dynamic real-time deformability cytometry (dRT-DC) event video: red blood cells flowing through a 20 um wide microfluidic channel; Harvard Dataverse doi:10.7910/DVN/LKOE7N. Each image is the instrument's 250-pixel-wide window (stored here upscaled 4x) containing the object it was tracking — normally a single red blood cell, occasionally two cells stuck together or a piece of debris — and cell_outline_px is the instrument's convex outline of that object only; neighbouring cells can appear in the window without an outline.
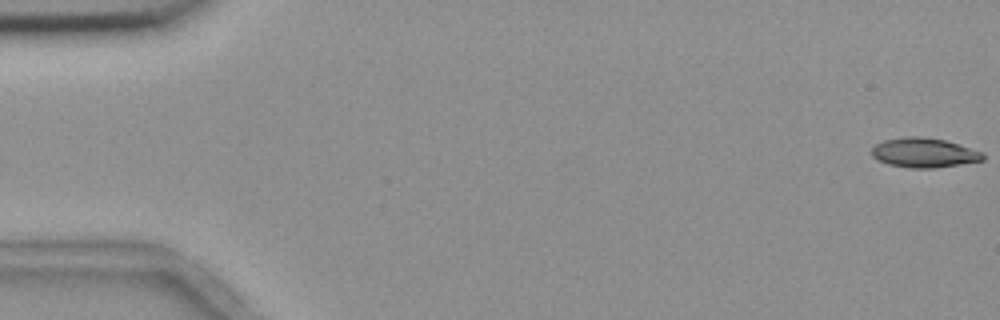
{"species": "common noctule bat (a hibernating species)", "species_latin": "Nyctalus noctula", "temperature_condition": "room temperature", "stored_images_in_passage": 55, "camera_frame_rate_fps": 3000, "um_per_image_px": 0.085, "animal": {"sex": "female", "body_mass_g": 18.4}, "frame": {"image": 1, "passage_image": 1, "time_ms": 0.0, "image_size_px": [1000, 320], "cell_outline_px": [[984, 160], [936, 168], [912, 168], [888, 164], [872, 156], [872, 148], [876, 144], [884, 140], [908, 136], [920, 136], [944, 140], [984, 152]], "centroid_in_image_um": [78.56, 12.98], "position_along_channel_um": 6.4, "area_um2": 19.02}}
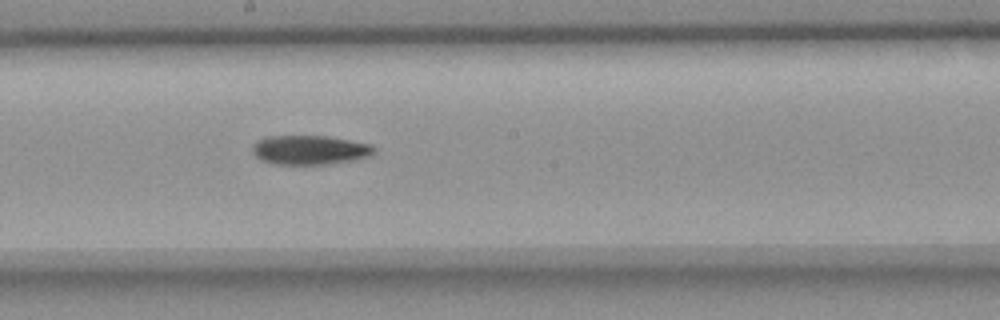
{"frame": {"image": 2, "passage_image": 31, "time_ms": 10.0, "image_size_px": [1000, 320], "cell_outline_px": [[376, 152], [372, 156], [356, 160], [332, 164], [276, 164], [260, 160], [252, 152], [252, 144], [268, 136], [328, 136], [372, 144], [376, 148]], "centroid_in_image_um": [26.4, 12.75], "position_along_channel_um": 221.8, "area_um2": 21.04}}
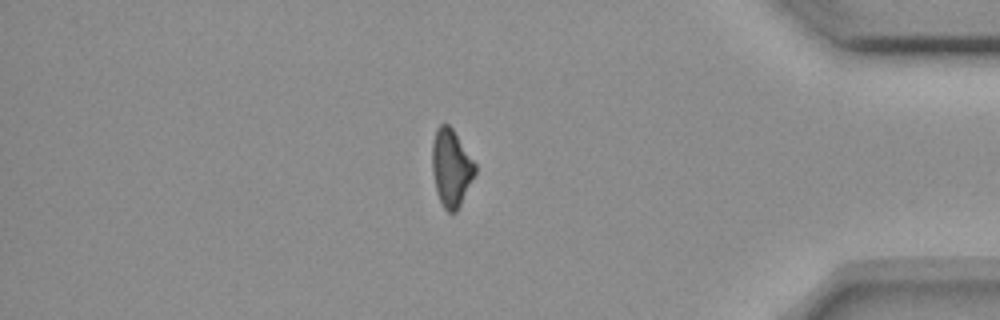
{"frame": {"image": 3, "passage_image": 48, "time_ms": 15.667, "image_size_px": [1000, 320], "cell_outline_px": [[476, 172], [456, 212], [448, 212], [444, 208], [436, 192], [432, 172], [432, 144], [436, 128], [440, 124], [448, 124], [452, 128], [476, 164]], "centroid_in_image_um": [38.33, 14.25], "position_along_channel_um": 396.9, "area_um2": 19.19}, "authors_computed_cell_mechanics": {"area_um2": 20.23, "velocity_mm_per_s": 3.6637, "shape_relaxation_time_tau1_ms": 6.1597, "shape_relaxation_time_tau2_ms": null, "deformation_change_tau1": 0.1694, "deformation_change_tau2": null}}